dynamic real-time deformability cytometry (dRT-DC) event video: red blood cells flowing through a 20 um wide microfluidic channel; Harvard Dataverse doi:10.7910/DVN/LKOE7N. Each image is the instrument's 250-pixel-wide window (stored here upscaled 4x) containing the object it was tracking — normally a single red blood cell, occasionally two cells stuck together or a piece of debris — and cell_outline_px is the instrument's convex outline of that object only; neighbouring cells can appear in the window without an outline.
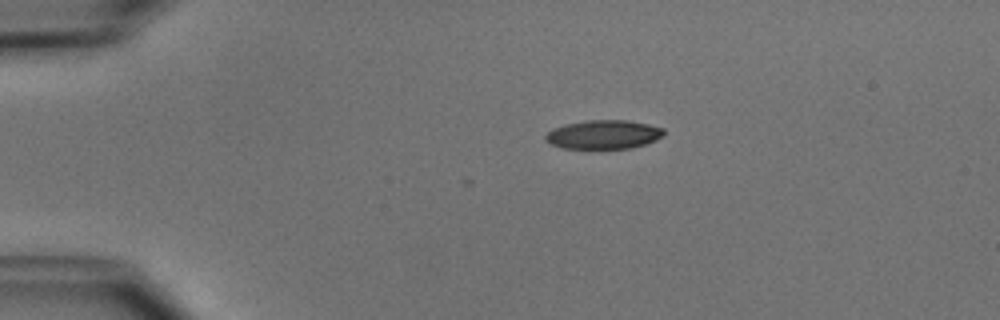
{"species": "common noctule bat (a hibernating species)", "species_latin": "Nyctalus noctula", "temperature_condition": "cold", "stored_images_in_passage": 7, "camera_frame_rate_fps": 3000, "um_per_image_px": 0.085, "animal": {"sex": "male", "body_mass_g": 15.6}, "frame": {"image": 1, "passage_image": 1, "time_ms": 0.0, "image_size_px": [1000, 320], "cell_outline_px": [[664, 136], [656, 140], [632, 148], [564, 148], [552, 144], [544, 140], [544, 136], [552, 128], [564, 124], [588, 120], [624, 120], [648, 124], [664, 128]], "centroid_in_image_um": [51.3, 11.43], "position_along_channel_um": 33.7, "area_um2": 19.88}}